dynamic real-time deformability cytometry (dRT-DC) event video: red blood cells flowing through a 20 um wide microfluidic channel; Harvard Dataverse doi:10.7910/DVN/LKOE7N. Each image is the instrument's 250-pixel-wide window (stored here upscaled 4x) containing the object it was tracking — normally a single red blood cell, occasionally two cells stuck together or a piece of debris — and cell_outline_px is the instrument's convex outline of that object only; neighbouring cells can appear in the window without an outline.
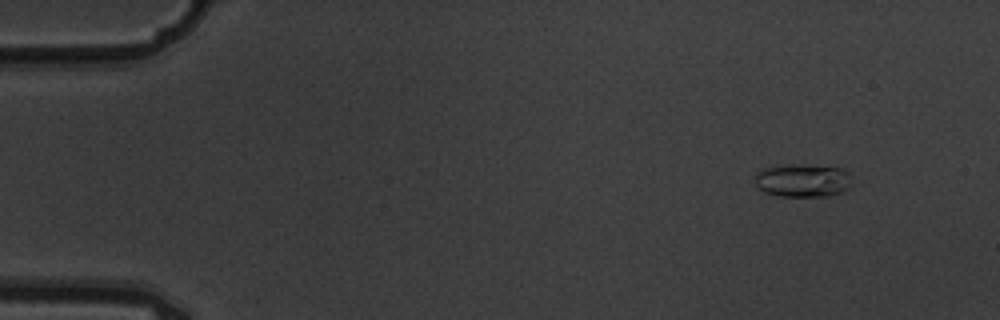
{"species": "common noctule bat (a hibernating species)", "species_latin": "Nyctalus noctula", "temperature_condition": "warm", "stored_images_in_passage": 5, "camera_frame_rate_fps": 3000, "um_per_image_px": 0.085, "animal": {"sex": "male", "body_mass_g": 19.5, "forearm_length_mm": 54.6}, "frame": {"image": 1, "passage_image": 2, "time_ms": 0.333, "image_size_px": [1000, 320], "cell_outline_px": [[852, 188], [844, 192], [828, 196], [780, 196], [764, 192], [756, 184], [756, 172], [764, 168], [788, 164], [804, 164], [840, 168], [848, 172]], "centroid_in_image_um": [68.27, 15.34], "position_along_channel_um": 16.7, "area_um2": 18.9}}